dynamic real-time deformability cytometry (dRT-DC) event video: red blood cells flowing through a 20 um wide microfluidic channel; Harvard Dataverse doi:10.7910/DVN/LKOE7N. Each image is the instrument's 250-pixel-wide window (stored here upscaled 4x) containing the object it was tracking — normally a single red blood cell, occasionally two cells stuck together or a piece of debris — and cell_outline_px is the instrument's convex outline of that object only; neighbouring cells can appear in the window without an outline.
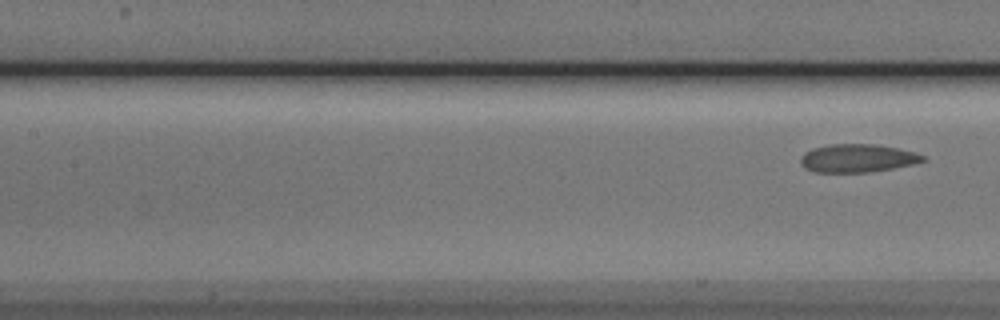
{"species": "Egyptian fruit bat (a non-hibernating species)", "species_latin": "Rousettus aegyptiacus", "temperature_condition": "cold", "stored_images_in_passage": 4, "camera_frame_rate_fps": 3000, "um_per_image_px": 0.085, "animal": {"sex": "male"}, "frame": {"image": 1, "passage_image": 4, "time_ms": 4.333, "image_size_px": [1000, 320], "cell_outline_px": [[928, 160], [912, 164], [892, 168], [868, 172], [812, 172], [804, 168], [800, 164], [800, 156], [804, 152], [812, 148], [828, 144], [872, 144], [896, 148], [916, 152], [924, 156]], "centroid_in_image_um": [72.83, 13.45], "position_along_channel_um": 134.6, "area_um2": 20.17}}